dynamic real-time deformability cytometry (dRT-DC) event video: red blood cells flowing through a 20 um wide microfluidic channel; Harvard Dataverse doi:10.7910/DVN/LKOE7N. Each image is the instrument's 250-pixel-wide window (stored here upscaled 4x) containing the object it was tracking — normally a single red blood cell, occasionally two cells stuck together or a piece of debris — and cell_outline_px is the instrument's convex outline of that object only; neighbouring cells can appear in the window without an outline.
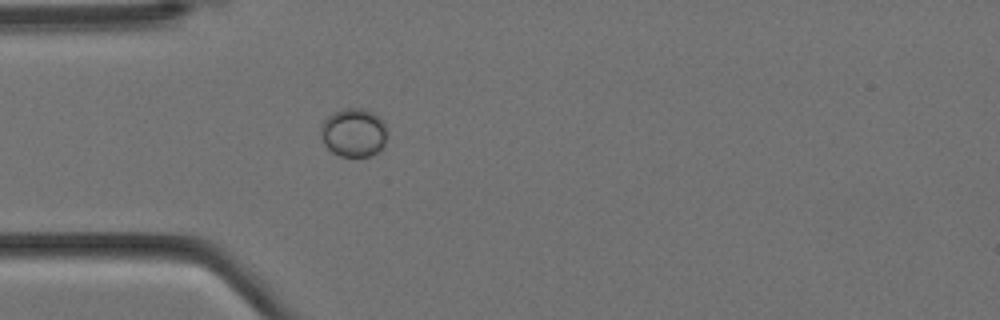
{"species": "Egyptian fruit bat (a non-hibernating species)", "species_latin": "Rousettus aegyptiacus", "temperature_condition": "cold", "stored_images_in_passage": 4, "camera_frame_rate_fps": 3000, "um_per_image_px": 0.085, "animal": {"sex": "female"}, "frame": {"image": 1, "passage_image": 4, "time_ms": 1.0, "image_size_px": [1000, 320], "cell_outline_px": [[388, 132], [384, 144], [376, 152], [368, 156], [340, 156], [332, 152], [324, 144], [320, 132], [320, 128], [324, 120], [332, 112], [344, 108], [364, 108], [372, 112], [384, 120]], "centroid_in_image_um": [30.07, 11.24], "position_along_channel_um": 54.9, "area_um2": 18.96}}